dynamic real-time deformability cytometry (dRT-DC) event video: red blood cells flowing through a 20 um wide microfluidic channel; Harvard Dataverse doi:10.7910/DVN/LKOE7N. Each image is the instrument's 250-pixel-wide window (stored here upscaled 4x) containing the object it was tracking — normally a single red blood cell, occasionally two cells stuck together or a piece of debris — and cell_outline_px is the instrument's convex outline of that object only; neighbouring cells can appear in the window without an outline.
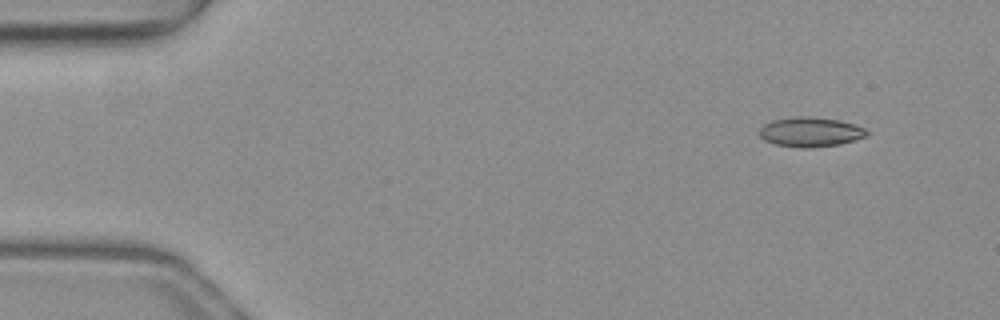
{"species": "common noctule bat (a hibernating species)", "species_latin": "Nyctalus noctula", "temperature_condition": "warm", "stored_images_in_passage": 48, "camera_frame_rate_fps": 3000, "um_per_image_px": 0.085, "animal": {"sex": "female", "body_mass_g": 19.3, "forearm_length_mm": 54.1}, "frame": {"image": 1, "passage_image": 1, "time_ms": 0.0, "image_size_px": [1000, 320], "cell_outline_px": [[868, 136], [840, 144], [804, 148], [776, 144], [764, 140], [760, 136], [760, 128], [764, 124], [772, 120], [796, 116], [808, 116], [840, 120], [856, 124], [864, 128], [868, 132]], "centroid_in_image_um": [68.9, 11.2], "position_along_channel_um": 16.1, "area_um2": 18.5}}
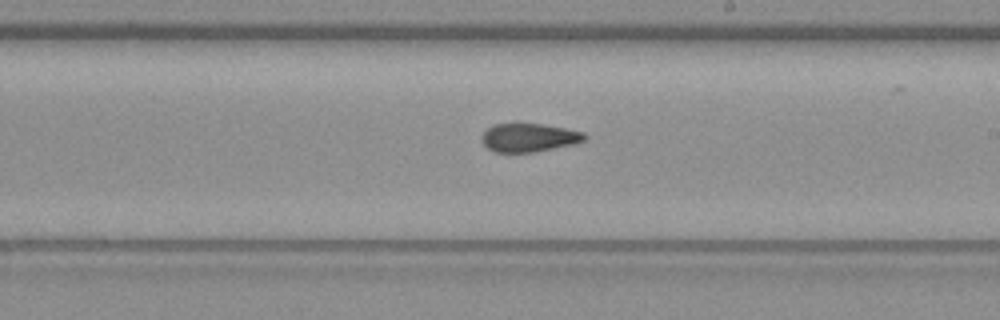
{"frame": {"image": 2, "passage_image": 26, "time_ms": 8.333, "image_size_px": [1000, 320], "cell_outline_px": [[588, 136], [584, 140], [576, 144], [532, 152], [492, 152], [480, 140], [484, 132], [492, 124], [544, 124], [584, 132]], "centroid_in_image_um": [44.97, 11.7], "position_along_channel_um": 244.0, "area_um2": 17.05}}
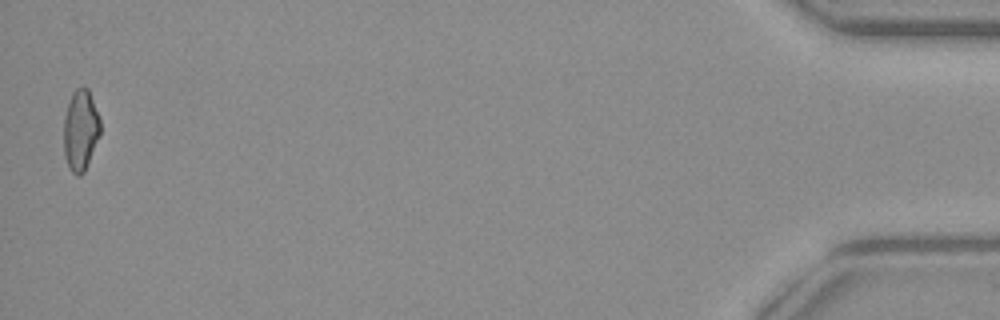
{"frame": {"image": 3, "passage_image": 47, "time_ms": 15.333, "image_size_px": [1000, 320], "cell_outline_px": [[100, 132], [84, 172], [80, 176], [76, 176], [68, 168], [64, 156], [64, 116], [68, 100], [72, 92], [76, 88], [84, 84], [88, 88], [100, 120]], "centroid_in_image_um": [6.82, 11.03], "position_along_channel_um": 428.4, "area_um2": 17.34}, "authors_computed_cell_mechanics": {"area_um2": 17.7446, "velocity_mm_per_s": 4.0265, "shape_relaxation_time_tau1_ms": 9.1042, "shape_relaxation_time_tau2_ms": 1.6173, "deformation_change_tau1": 0.2072, "deformation_change_tau2": 0.087}}